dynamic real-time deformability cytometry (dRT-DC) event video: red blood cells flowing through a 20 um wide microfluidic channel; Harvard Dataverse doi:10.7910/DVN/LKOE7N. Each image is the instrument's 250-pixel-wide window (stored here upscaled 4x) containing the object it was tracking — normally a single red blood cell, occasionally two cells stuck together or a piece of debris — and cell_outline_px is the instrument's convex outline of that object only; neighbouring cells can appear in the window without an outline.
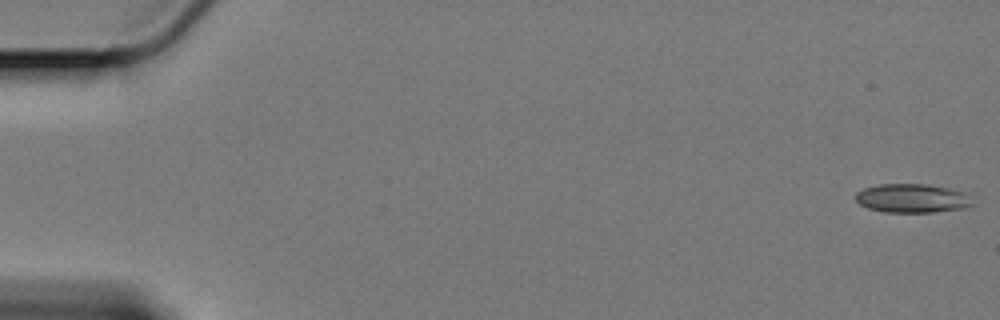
{"species": "Egyptian fruit bat (a non-hibernating species)", "species_latin": "Rousettus aegyptiacus", "temperature_condition": "cold", "stored_images_in_passage": 61, "camera_frame_rate_fps": 3000, "um_per_image_px": 0.085, "animal": {"sex": "female"}, "frame": {"image": 1, "passage_image": 1, "time_ms": 0.0, "image_size_px": [1000, 320], "cell_outline_px": [[976, 204], [960, 208], [932, 212], [884, 212], [868, 208], [860, 204], [856, 200], [856, 192], [864, 188], [880, 184], [928, 184], [948, 188], [964, 192]], "centroid_in_image_um": [77.52, 16.85], "position_along_channel_um": 7.5, "area_um2": 19.54}}
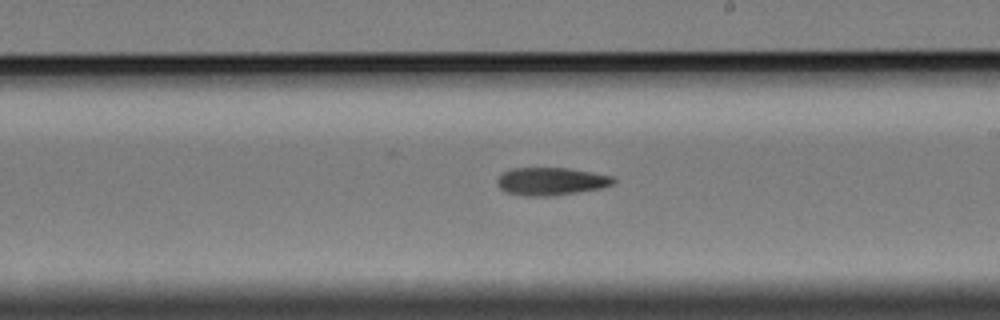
{"frame": {"image": 2, "passage_image": 35, "time_ms": 11.333, "image_size_px": [1000, 320], "cell_outline_px": [[616, 180], [612, 184], [600, 188], [552, 196], [524, 196], [504, 192], [496, 184], [496, 180], [504, 172], [512, 168], [568, 168], [592, 172], [612, 176]], "centroid_in_image_um": [46.8, 15.42], "position_along_channel_um": 242.2, "area_um2": 18.79}}
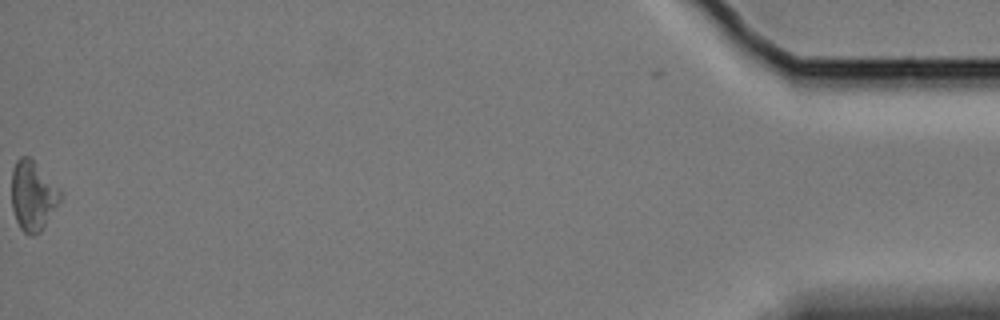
{"frame": {"image": 3, "passage_image": 60, "time_ms": 19.667, "image_size_px": [1000, 320], "cell_outline_px": [[60, 200], [40, 232], [32, 236], [24, 232], [20, 228], [16, 220], [12, 208], [12, 168], [16, 160], [20, 156], [28, 156], [60, 188]], "centroid_in_image_um": [2.77, 16.63], "position_along_channel_um": 432.4, "area_um2": 19.48}}